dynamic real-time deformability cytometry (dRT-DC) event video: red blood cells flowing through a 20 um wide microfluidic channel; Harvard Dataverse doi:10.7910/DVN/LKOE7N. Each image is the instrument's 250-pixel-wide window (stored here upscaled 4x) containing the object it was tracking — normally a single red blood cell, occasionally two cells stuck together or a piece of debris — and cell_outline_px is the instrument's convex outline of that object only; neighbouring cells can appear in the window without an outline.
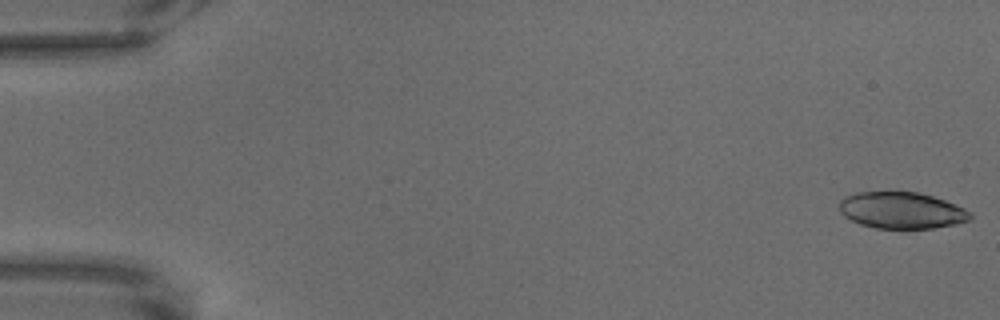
{"species": "common noctule bat (a hibernating species)", "species_latin": "Nyctalus noctula", "temperature_condition": "warm", "stored_images_in_passage": 67, "camera_frame_rate_fps": 3000, "um_per_image_px": 0.085, "animal": {"sex": "male", "body_mass_g": 18.8}, "frame": {"image": 1, "passage_image": 1, "time_ms": 0.0, "image_size_px": [1000, 320], "cell_outline_px": [[972, 220], [956, 224], [932, 228], [876, 228], [860, 224], [844, 216], [840, 212], [840, 200], [844, 196], [856, 192], [892, 188], [920, 192], [956, 204], [972, 212]], "centroid_in_image_um": [76.62, 17.82], "position_along_channel_um": 8.4, "area_um2": 28.9}}
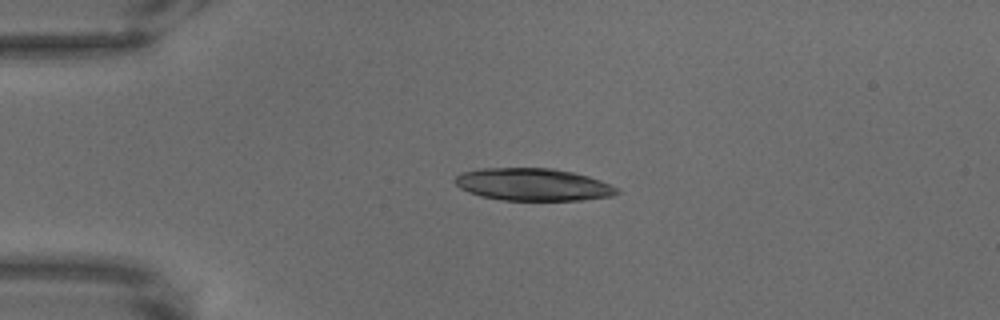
{"frame": {"image": 2, "passage_image": 16, "time_ms": 5.0, "image_size_px": [1000, 320], "cell_outline_px": [[620, 192], [612, 196], [584, 200], [500, 200], [480, 196], [468, 192], [460, 188], [452, 180], [460, 172], [480, 168], [552, 168], [572, 172], [588, 176], [600, 180], [620, 188]], "centroid_in_image_um": [45.29, 15.68], "position_along_channel_um": 39.7, "area_um2": 30.87}}